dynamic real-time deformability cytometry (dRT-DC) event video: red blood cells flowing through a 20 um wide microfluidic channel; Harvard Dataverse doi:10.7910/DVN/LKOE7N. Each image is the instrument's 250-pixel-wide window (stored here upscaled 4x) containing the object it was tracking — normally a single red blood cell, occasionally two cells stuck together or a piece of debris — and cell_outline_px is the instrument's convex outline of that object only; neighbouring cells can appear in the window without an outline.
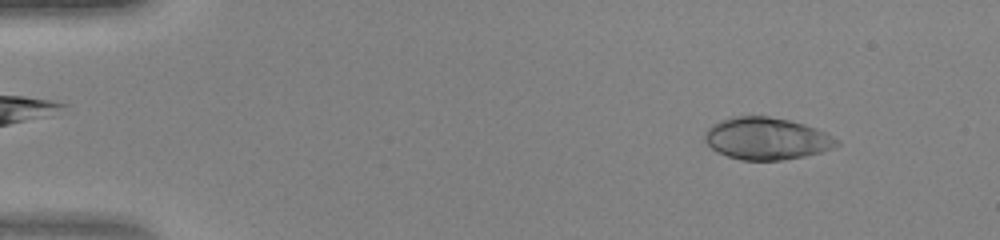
{"species": "human", "species_latin": "Homo sapiens", "temperature_condition": "warm", "stored_images_in_passage": 46, "camera_frame_rate_fps": 3000, "um_per_image_px": 0.085, "donor": {"sex": "female"}, "frame": {"image": 1, "passage_image": 5, "time_ms": 1.333, "image_size_px": [1000, 240], "cell_outline_px": [[840, 144], [832, 148], [820, 152], [804, 156], [784, 160], [740, 160], [716, 152], [704, 140], [704, 132], [712, 124], [720, 120], [736, 116], [768, 116], [788, 120], [804, 124], [816, 128], [840, 140]], "centroid_in_image_um": [65.14, 11.78], "position_along_channel_um": 19.9, "area_um2": 32.43}}
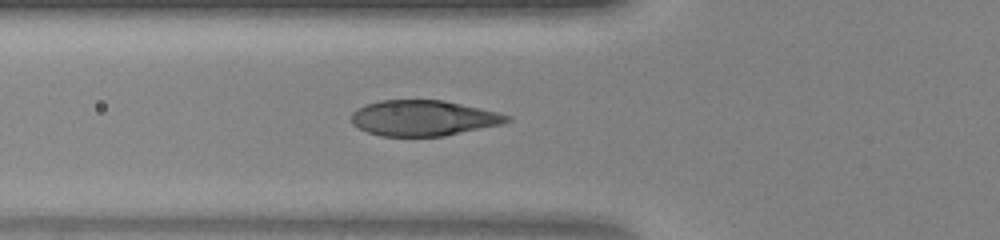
{"frame": {"image": 2, "passage_image": 17, "time_ms": 5.333, "image_size_px": [1000, 240], "cell_outline_px": [[512, 120], [504, 124], [444, 136], [380, 136], [368, 132], [352, 124], [352, 112], [356, 108], [364, 104], [380, 100], [444, 100], [500, 112], [512, 116]], "centroid_in_image_um": [36.03, 10.03], "position_along_channel_um": 89.8, "area_um2": 32.6}}
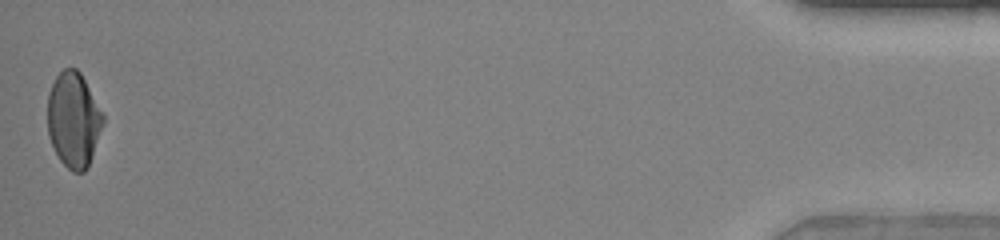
{"frame": {"image": 3, "passage_image": 46, "time_ms": 15.0, "image_size_px": [1000, 240], "cell_outline_px": [[104, 124], [88, 164], [84, 172], [72, 172], [60, 160], [48, 136], [48, 92], [56, 76], [64, 68], [76, 68], [80, 72], [104, 116]], "centroid_in_image_um": [6.24, 10.17], "position_along_channel_um": 429.0, "area_um2": 30.4}}